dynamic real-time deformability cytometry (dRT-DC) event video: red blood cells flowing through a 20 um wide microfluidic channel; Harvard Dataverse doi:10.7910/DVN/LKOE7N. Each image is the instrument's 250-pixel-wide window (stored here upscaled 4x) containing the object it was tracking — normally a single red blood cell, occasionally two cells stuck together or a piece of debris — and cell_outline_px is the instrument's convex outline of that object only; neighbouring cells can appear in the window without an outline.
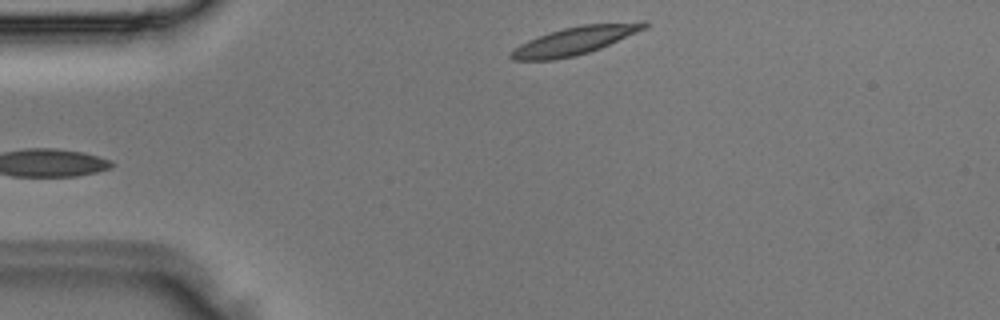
{"species": "Egyptian fruit bat (a non-hibernating species)", "species_latin": "Rousettus aegyptiacus", "temperature_condition": "room temperature", "stored_images_in_passage": 2, "segment_of_instrument_passage": [2, 2], "camera_frame_rate_fps": 3000, "um_per_image_px": 0.085, "animal": {"sex": "male"}, "frame": {"image": 1, "passage_image": 2, "time_ms": 0.333, "image_size_px": [1000, 320], "cell_outline_px": [[648, 28], [600, 48], [576, 56], [552, 60], [512, 60], [508, 56], [508, 52], [520, 44], [528, 40], [548, 32], [580, 24], [644, 20], [648, 24]], "centroid_in_image_um": [48.89, 3.43], "position_along_channel_um": 36.1, "area_um2": 22.2}}